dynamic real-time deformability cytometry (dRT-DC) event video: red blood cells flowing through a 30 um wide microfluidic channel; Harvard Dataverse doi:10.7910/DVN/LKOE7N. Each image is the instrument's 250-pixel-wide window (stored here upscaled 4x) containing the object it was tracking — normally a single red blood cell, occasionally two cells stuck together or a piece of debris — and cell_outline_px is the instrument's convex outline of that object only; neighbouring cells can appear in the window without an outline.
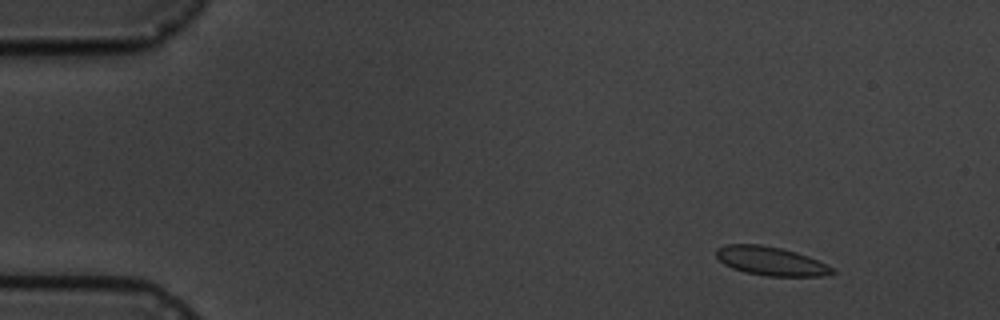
{"species": "common noctule bat (a hibernating species)", "species_latin": "Nyctalus noctula", "temperature_condition": "cold", "stored_images_in_passage": 6, "camera_frame_rate_fps": 3000, "um_per_image_px": 0.085, "animal": {"sex": "male", "body_mass_g": 19.5, "forearm_length_mm": 54.6}, "frame": {"image": 1, "passage_image": 2, "time_ms": 1.0, "image_size_px": [1000, 320], "cell_outline_px": [[836, 272], [824, 276], [768, 276], [744, 272], [732, 268], [724, 264], [716, 256], [716, 248], [728, 244], [760, 244], [780, 248], [796, 252], [808, 256], [836, 268]], "centroid_in_image_um": [65.54, 22.19], "position_along_channel_um": 19.5, "area_um2": 19.54}}
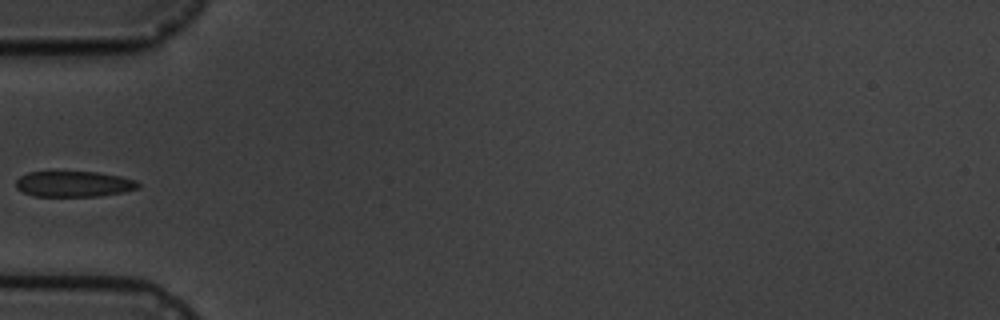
{"frame": {"image": 2, "passage_image": 5, "time_ms": 5.333, "image_size_px": [1000, 320], "cell_outline_px": [[140, 188], [124, 192], [100, 196], [32, 196], [16, 188], [16, 180], [20, 176], [28, 172], [100, 172], [120, 176], [136, 180], [140, 184]], "centroid_in_image_um": [6.3, 15.64], "position_along_channel_um": 78.7, "area_um2": 18.44}}
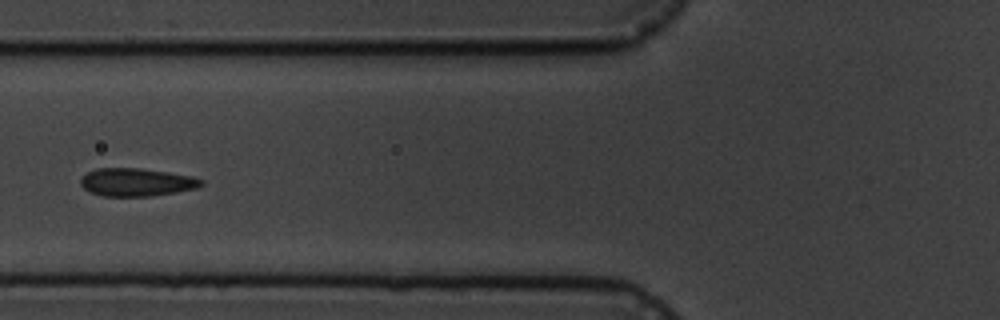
{"frame": {"image": 3, "passage_image": 6, "time_ms": 6.333, "image_size_px": [1000, 320], "cell_outline_px": [[204, 184], [200, 188], [152, 196], [104, 196], [92, 192], [84, 188], [80, 184], [80, 176], [96, 168], [140, 168], [168, 172], [192, 176], [204, 180]], "centroid_in_image_um": [11.63, 15.48], "position_along_channel_um": 114.2, "area_um2": 19.83}}